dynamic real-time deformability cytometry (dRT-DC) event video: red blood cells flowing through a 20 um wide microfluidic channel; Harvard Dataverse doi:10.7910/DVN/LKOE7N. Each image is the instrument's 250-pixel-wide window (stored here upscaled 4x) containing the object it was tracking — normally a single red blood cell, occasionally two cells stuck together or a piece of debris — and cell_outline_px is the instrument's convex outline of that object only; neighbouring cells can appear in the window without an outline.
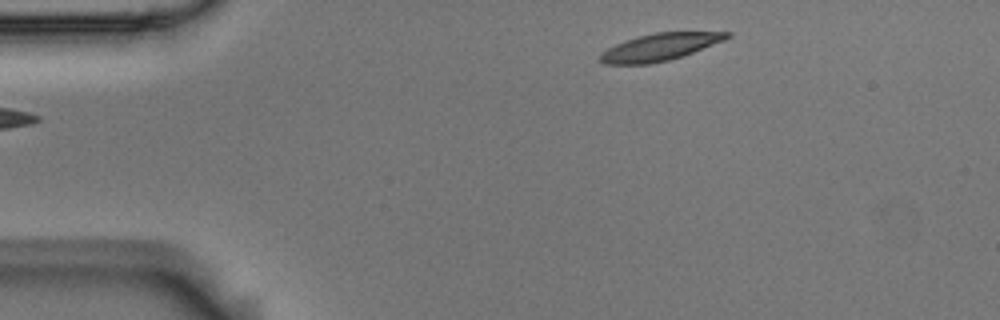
{"species": "Egyptian fruit bat (a non-hibernating species)", "species_latin": "Rousettus aegyptiacus", "temperature_condition": "room temperature", "stored_images_in_passage": 3, "camera_frame_rate_fps": 3000, "um_per_image_px": 0.085, "animal": {"sex": "male"}, "frame": {"image": 1, "passage_image": 1, "time_ms": 0.0, "image_size_px": [1000, 320], "cell_outline_px": [[732, 36], [724, 40], [692, 52], [668, 60], [648, 64], [604, 64], [600, 60], [600, 52], [624, 40], [656, 32], [732, 32]], "centroid_in_image_um": [56.06, 3.99], "position_along_channel_um": 28.9, "area_um2": 19.77}}
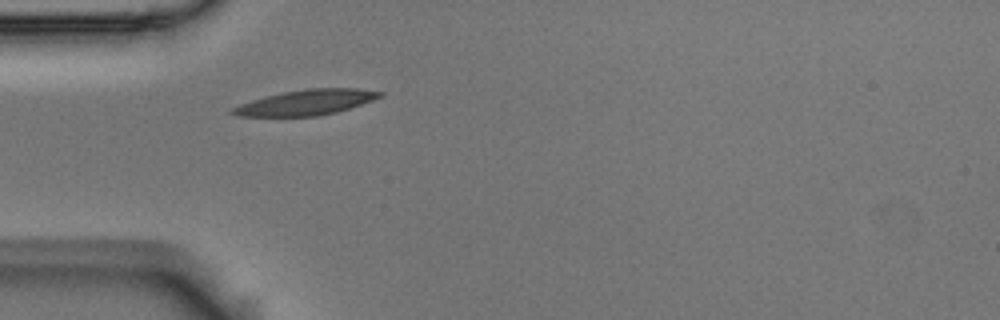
{"frame": {"image": 2, "passage_image": 3, "time_ms": 0.667, "image_size_px": [1000, 320], "cell_outline_px": [[384, 96], [336, 112], [316, 116], [240, 116], [228, 112], [232, 108], [240, 104], [252, 100], [284, 92], [308, 88], [360, 88], [384, 92]], "centroid_in_image_um": [26.05, 8.7], "position_along_channel_um": 59.0, "area_um2": 21.5}}